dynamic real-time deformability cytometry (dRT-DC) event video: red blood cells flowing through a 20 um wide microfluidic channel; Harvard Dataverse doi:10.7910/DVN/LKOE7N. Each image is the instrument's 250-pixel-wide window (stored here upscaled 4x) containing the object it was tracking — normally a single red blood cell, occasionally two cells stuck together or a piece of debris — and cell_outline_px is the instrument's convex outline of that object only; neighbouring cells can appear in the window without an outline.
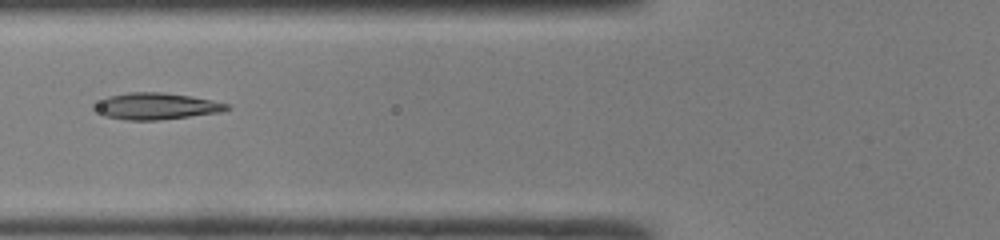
{"species": "common noctule bat (a hibernating species)", "species_latin": "Nyctalus noctula", "temperature_condition": "room temperature", "stored_images_in_passage": 37, "camera_frame_rate_fps": 3000, "um_per_image_px": 0.085, "animal": {"sex": "male", "body_mass_g": 19.0, "forearm_length_mm": 50.8}, "frame": {"image": 1, "passage_image": 8, "time_ms": 2.333, "image_size_px": [1000, 240], "cell_outline_px": [[228, 108], [220, 112], [156, 120], [124, 120], [104, 116], [92, 108], [92, 104], [108, 96], [128, 92], [160, 92], [192, 96], [228, 104]], "centroid_in_image_um": [13.18, 9.02], "position_along_channel_um": 112.6, "area_um2": 20.35}}
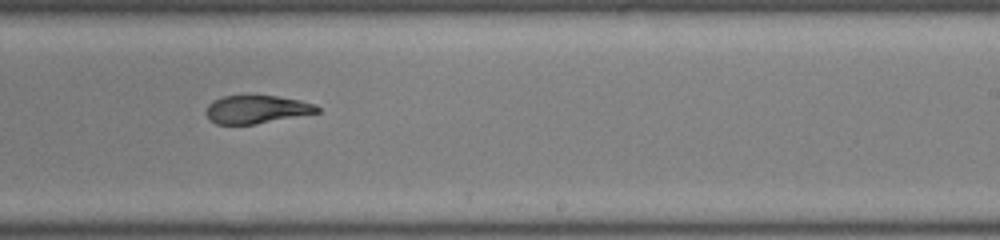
{"frame": {"image": 2, "passage_image": 19, "time_ms": 6.0, "image_size_px": [1000, 240], "cell_outline_px": [[320, 112], [256, 124], [216, 124], [208, 120], [204, 112], [208, 104], [212, 100], [224, 96], [276, 96], [300, 100], [316, 104], [320, 108]], "centroid_in_image_um": [21.78, 9.3], "position_along_channel_um": 267.2, "area_um2": 18.32}}
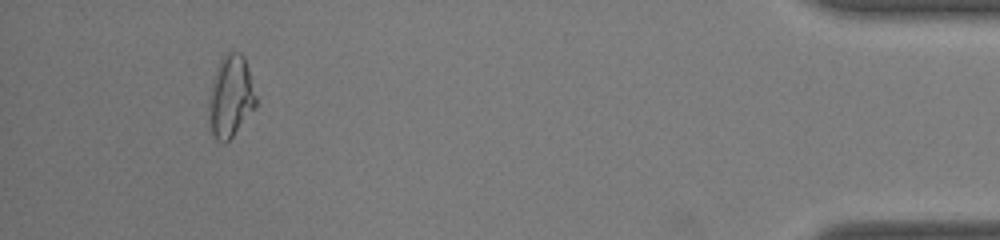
{"frame": {"image": 3, "passage_image": 34, "time_ms": 11.0, "image_size_px": [1000, 240], "cell_outline_px": [[256, 104], [232, 136], [224, 144], [216, 140], [212, 132], [208, 120], [208, 96], [216, 68], [220, 60], [228, 52], [240, 52], [244, 56], [256, 96]], "centroid_in_image_um": [19.56, 8.2], "position_along_channel_um": 415.6, "area_um2": 22.2}, "authors_computed_cell_mechanics": {"area_um2": 20.1722, "velocity_mm_per_s": 4.2363, "shape_relaxation_time_tau1_ms": null, "shape_relaxation_time_tau2_ms": 2.2931, "deformation_change_tau1": null, "deformation_change_tau2": 0.0786}}